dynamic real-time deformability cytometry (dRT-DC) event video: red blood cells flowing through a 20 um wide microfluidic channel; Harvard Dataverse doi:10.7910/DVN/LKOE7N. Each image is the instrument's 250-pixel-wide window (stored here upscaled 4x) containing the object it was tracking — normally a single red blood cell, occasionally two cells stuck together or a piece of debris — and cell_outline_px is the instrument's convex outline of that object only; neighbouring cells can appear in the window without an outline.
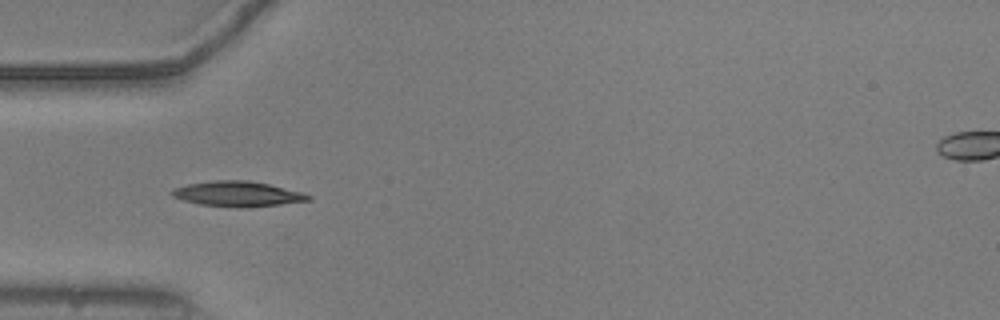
{"species": "common noctule bat (a hibernating species)", "species_latin": "Nyctalus noctula", "temperature_condition": "warm", "stored_images_in_passage": 12, "camera_frame_rate_fps": 3000, "um_per_image_px": 0.085, "animal": {"sex": "male", "body_mass_g": 20.5, "forearm_length_mm": 52.5}, "frame": {"image": 1, "passage_image": 1, "time_ms": 0.0, "image_size_px": [1000, 320], "cell_outline_px": [[312, 200], [280, 204], [244, 208], [200, 204], [184, 200], [172, 196], [168, 192], [176, 188], [188, 184], [216, 180], [248, 180], [268, 184], [304, 192], [312, 196]], "centroid_in_image_um": [20.24, 16.48], "position_along_channel_um": 64.8, "area_um2": 19.94}}